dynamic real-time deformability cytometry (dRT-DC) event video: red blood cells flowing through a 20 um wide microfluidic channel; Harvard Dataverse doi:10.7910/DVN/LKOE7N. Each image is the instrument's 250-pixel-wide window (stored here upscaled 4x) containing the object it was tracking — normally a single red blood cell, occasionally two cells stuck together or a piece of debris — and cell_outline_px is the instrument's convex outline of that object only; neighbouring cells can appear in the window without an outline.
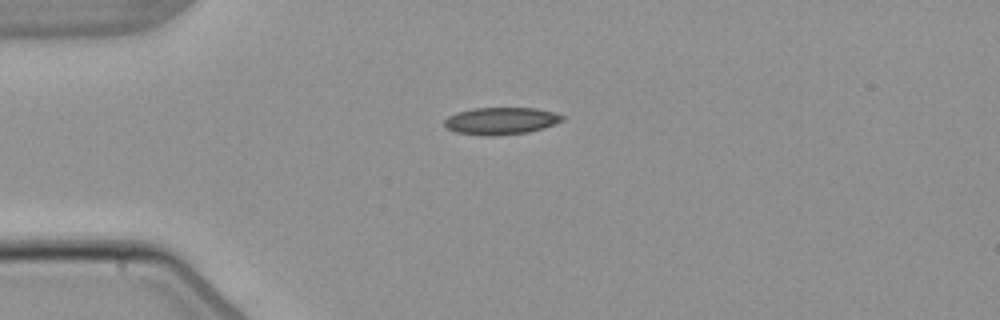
{"species": "common noctule bat (a hibernating species)", "species_latin": "Nyctalus noctula", "temperature_condition": "warm", "stored_images_in_passage": 4, "camera_frame_rate_fps": 3000, "um_per_image_px": 0.085, "animal": {"sex": "male", "body_mass_g": 21.5, "forearm_length_mm": 52.0}, "frame": {"image": 1, "passage_image": 1, "time_ms": 0.0, "image_size_px": [1000, 320], "cell_outline_px": [[564, 120], [556, 124], [544, 128], [528, 132], [500, 136], [484, 136], [456, 132], [448, 128], [444, 124], [444, 120], [448, 116], [456, 112], [472, 108], [536, 108], [556, 112], [564, 116]], "centroid_in_image_um": [42.61, 10.28], "position_along_channel_um": 42.4, "area_um2": 18.96}}
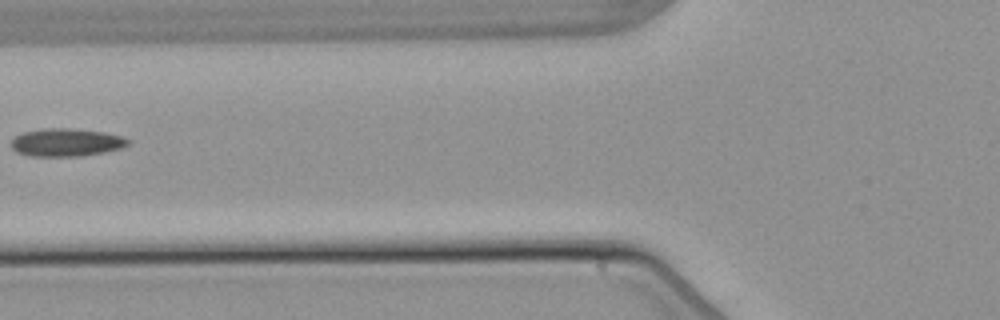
{"frame": {"image": 2, "passage_image": 3, "time_ms": 2.667, "image_size_px": [1000, 320], "cell_outline_px": [[132, 144], [120, 148], [104, 152], [80, 156], [28, 156], [16, 152], [12, 148], [12, 140], [16, 136], [24, 132], [40, 128], [68, 128], [104, 132], [124, 136], [132, 140]], "centroid_in_image_um": [5.68, 12.1], "position_along_channel_um": 120.1, "area_um2": 19.19}}